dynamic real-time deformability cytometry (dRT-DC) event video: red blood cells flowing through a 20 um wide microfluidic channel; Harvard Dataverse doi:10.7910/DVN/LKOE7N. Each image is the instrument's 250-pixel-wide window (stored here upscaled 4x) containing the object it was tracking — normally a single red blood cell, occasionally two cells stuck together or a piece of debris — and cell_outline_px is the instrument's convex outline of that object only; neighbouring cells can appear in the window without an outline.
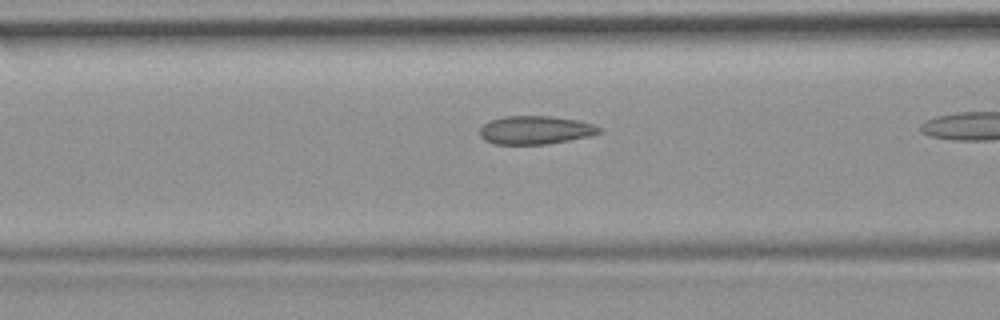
{"species": "common noctule bat (a hibernating species)", "species_latin": "Nyctalus noctula", "temperature_condition": "room temperature", "stored_images_in_passage": 18, "camera_frame_rate_fps": 3000, "um_per_image_px": 0.085, "animal": {"sex": "female", "body_mass_g": 19.9}, "frame": {"image": 1, "passage_image": 16, "time_ms": 5.0, "image_size_px": [1000, 320], "cell_outline_px": [[600, 132], [588, 136], [548, 144], [496, 144], [484, 140], [480, 136], [480, 128], [488, 120], [504, 116], [552, 116], [576, 120], [592, 124], [600, 128]], "centroid_in_image_um": [45.45, 11.05], "position_along_channel_um": 121.2, "area_um2": 19.59}}